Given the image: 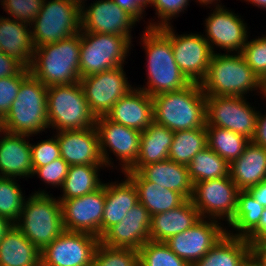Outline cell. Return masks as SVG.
I'll return each mask as SVG.
<instances>
[{
    "label": "cell",
    "instance_id": "4dcf8cb0",
    "mask_svg": "<svg viewBox=\"0 0 266 266\" xmlns=\"http://www.w3.org/2000/svg\"><path fill=\"white\" fill-rule=\"evenodd\" d=\"M135 185L140 202L151 216L180 206L186 199L178 192L145 180L137 171H125Z\"/></svg>",
    "mask_w": 266,
    "mask_h": 266
},
{
    "label": "cell",
    "instance_id": "83f0119b",
    "mask_svg": "<svg viewBox=\"0 0 266 266\" xmlns=\"http://www.w3.org/2000/svg\"><path fill=\"white\" fill-rule=\"evenodd\" d=\"M137 172L145 180L176 191L185 199H191L193 183L186 165L167 159L142 166Z\"/></svg>",
    "mask_w": 266,
    "mask_h": 266
},
{
    "label": "cell",
    "instance_id": "3957f363",
    "mask_svg": "<svg viewBox=\"0 0 266 266\" xmlns=\"http://www.w3.org/2000/svg\"><path fill=\"white\" fill-rule=\"evenodd\" d=\"M233 54H212L207 74L200 82L204 94L244 97L249 91L259 89L264 96L265 84L247 65L241 53Z\"/></svg>",
    "mask_w": 266,
    "mask_h": 266
},
{
    "label": "cell",
    "instance_id": "5bb4252c",
    "mask_svg": "<svg viewBox=\"0 0 266 266\" xmlns=\"http://www.w3.org/2000/svg\"><path fill=\"white\" fill-rule=\"evenodd\" d=\"M124 66H118L79 80L91 112L105 116L114 104L133 89L124 73Z\"/></svg>",
    "mask_w": 266,
    "mask_h": 266
},
{
    "label": "cell",
    "instance_id": "603a6c76",
    "mask_svg": "<svg viewBox=\"0 0 266 266\" xmlns=\"http://www.w3.org/2000/svg\"><path fill=\"white\" fill-rule=\"evenodd\" d=\"M2 133L4 136H0V177H30L33 165L30 143L26 141L29 136L4 130Z\"/></svg>",
    "mask_w": 266,
    "mask_h": 266
},
{
    "label": "cell",
    "instance_id": "5b68a950",
    "mask_svg": "<svg viewBox=\"0 0 266 266\" xmlns=\"http://www.w3.org/2000/svg\"><path fill=\"white\" fill-rule=\"evenodd\" d=\"M47 91L40 80L29 73L22 81L16 99L2 118L3 130L32 136L49 128Z\"/></svg>",
    "mask_w": 266,
    "mask_h": 266
},
{
    "label": "cell",
    "instance_id": "9a60e30c",
    "mask_svg": "<svg viewBox=\"0 0 266 266\" xmlns=\"http://www.w3.org/2000/svg\"><path fill=\"white\" fill-rule=\"evenodd\" d=\"M100 154L104 165L112 166L107 148L121 160L122 172L127 171L137 160L140 148L141 132L109 120L106 116L96 118L95 125Z\"/></svg>",
    "mask_w": 266,
    "mask_h": 266
},
{
    "label": "cell",
    "instance_id": "11a10c76",
    "mask_svg": "<svg viewBox=\"0 0 266 266\" xmlns=\"http://www.w3.org/2000/svg\"><path fill=\"white\" fill-rule=\"evenodd\" d=\"M246 1L250 2V4L258 6L259 8L266 9V0H246Z\"/></svg>",
    "mask_w": 266,
    "mask_h": 266
},
{
    "label": "cell",
    "instance_id": "d4e9b609",
    "mask_svg": "<svg viewBox=\"0 0 266 266\" xmlns=\"http://www.w3.org/2000/svg\"><path fill=\"white\" fill-rule=\"evenodd\" d=\"M201 219L197 208L190 199H186L180 206L166 212L152 216L150 227V240L165 242Z\"/></svg>",
    "mask_w": 266,
    "mask_h": 266
},
{
    "label": "cell",
    "instance_id": "ba28073f",
    "mask_svg": "<svg viewBox=\"0 0 266 266\" xmlns=\"http://www.w3.org/2000/svg\"><path fill=\"white\" fill-rule=\"evenodd\" d=\"M31 27L35 48L67 39L81 31V7L72 0H44Z\"/></svg>",
    "mask_w": 266,
    "mask_h": 266
},
{
    "label": "cell",
    "instance_id": "7dc6e473",
    "mask_svg": "<svg viewBox=\"0 0 266 266\" xmlns=\"http://www.w3.org/2000/svg\"><path fill=\"white\" fill-rule=\"evenodd\" d=\"M151 1L152 0H114L120 8L131 14L138 22L142 19L146 6H149V4L151 6Z\"/></svg>",
    "mask_w": 266,
    "mask_h": 266
},
{
    "label": "cell",
    "instance_id": "9c48e42d",
    "mask_svg": "<svg viewBox=\"0 0 266 266\" xmlns=\"http://www.w3.org/2000/svg\"><path fill=\"white\" fill-rule=\"evenodd\" d=\"M131 40L123 35L81 32L80 77L124 66Z\"/></svg>",
    "mask_w": 266,
    "mask_h": 266
},
{
    "label": "cell",
    "instance_id": "91938a15",
    "mask_svg": "<svg viewBox=\"0 0 266 266\" xmlns=\"http://www.w3.org/2000/svg\"><path fill=\"white\" fill-rule=\"evenodd\" d=\"M3 131V123H2V117H0V135L2 134Z\"/></svg>",
    "mask_w": 266,
    "mask_h": 266
},
{
    "label": "cell",
    "instance_id": "8992f818",
    "mask_svg": "<svg viewBox=\"0 0 266 266\" xmlns=\"http://www.w3.org/2000/svg\"><path fill=\"white\" fill-rule=\"evenodd\" d=\"M27 199L14 225L42 250L65 230L61 203L44 190Z\"/></svg>",
    "mask_w": 266,
    "mask_h": 266
},
{
    "label": "cell",
    "instance_id": "bcb514c9",
    "mask_svg": "<svg viewBox=\"0 0 266 266\" xmlns=\"http://www.w3.org/2000/svg\"><path fill=\"white\" fill-rule=\"evenodd\" d=\"M69 167V164L60 157L45 166L35 168L32 176L37 174L45 183L62 187Z\"/></svg>",
    "mask_w": 266,
    "mask_h": 266
},
{
    "label": "cell",
    "instance_id": "ee69618b",
    "mask_svg": "<svg viewBox=\"0 0 266 266\" xmlns=\"http://www.w3.org/2000/svg\"><path fill=\"white\" fill-rule=\"evenodd\" d=\"M189 0H152L151 5L155 7L159 23H150L147 28H161L169 26L173 17H176L180 12L186 10L189 6Z\"/></svg>",
    "mask_w": 266,
    "mask_h": 266
},
{
    "label": "cell",
    "instance_id": "7a4b0ae2",
    "mask_svg": "<svg viewBox=\"0 0 266 266\" xmlns=\"http://www.w3.org/2000/svg\"><path fill=\"white\" fill-rule=\"evenodd\" d=\"M147 54V87L139 88L153 97L184 89L192 82L180 71L170 39L159 28H146L142 35Z\"/></svg>",
    "mask_w": 266,
    "mask_h": 266
},
{
    "label": "cell",
    "instance_id": "b9f144b4",
    "mask_svg": "<svg viewBox=\"0 0 266 266\" xmlns=\"http://www.w3.org/2000/svg\"><path fill=\"white\" fill-rule=\"evenodd\" d=\"M44 0H1L4 11L10 14L14 20L31 24L38 16L43 6Z\"/></svg>",
    "mask_w": 266,
    "mask_h": 266
},
{
    "label": "cell",
    "instance_id": "484cf974",
    "mask_svg": "<svg viewBox=\"0 0 266 266\" xmlns=\"http://www.w3.org/2000/svg\"><path fill=\"white\" fill-rule=\"evenodd\" d=\"M29 24L0 17V50L30 68L35 47Z\"/></svg>",
    "mask_w": 266,
    "mask_h": 266
},
{
    "label": "cell",
    "instance_id": "c3c4849f",
    "mask_svg": "<svg viewBox=\"0 0 266 266\" xmlns=\"http://www.w3.org/2000/svg\"><path fill=\"white\" fill-rule=\"evenodd\" d=\"M24 66L15 58L0 51V78L18 74Z\"/></svg>",
    "mask_w": 266,
    "mask_h": 266
},
{
    "label": "cell",
    "instance_id": "4fadbf2b",
    "mask_svg": "<svg viewBox=\"0 0 266 266\" xmlns=\"http://www.w3.org/2000/svg\"><path fill=\"white\" fill-rule=\"evenodd\" d=\"M172 25L159 28L171 42L175 62L191 81L200 83L206 76L213 54L204 35L175 34Z\"/></svg>",
    "mask_w": 266,
    "mask_h": 266
},
{
    "label": "cell",
    "instance_id": "52a82bcc",
    "mask_svg": "<svg viewBox=\"0 0 266 266\" xmlns=\"http://www.w3.org/2000/svg\"><path fill=\"white\" fill-rule=\"evenodd\" d=\"M47 111L49 128L58 131L94 128L96 125L97 117L91 112L79 82L49 86Z\"/></svg>",
    "mask_w": 266,
    "mask_h": 266
},
{
    "label": "cell",
    "instance_id": "277c9868",
    "mask_svg": "<svg viewBox=\"0 0 266 266\" xmlns=\"http://www.w3.org/2000/svg\"><path fill=\"white\" fill-rule=\"evenodd\" d=\"M81 31L67 39L36 47L30 73L46 87L77 83Z\"/></svg>",
    "mask_w": 266,
    "mask_h": 266
},
{
    "label": "cell",
    "instance_id": "6da1fadb",
    "mask_svg": "<svg viewBox=\"0 0 266 266\" xmlns=\"http://www.w3.org/2000/svg\"><path fill=\"white\" fill-rule=\"evenodd\" d=\"M152 98L154 121L173 132L206 126V95L200 83Z\"/></svg>",
    "mask_w": 266,
    "mask_h": 266
},
{
    "label": "cell",
    "instance_id": "db71d44e",
    "mask_svg": "<svg viewBox=\"0 0 266 266\" xmlns=\"http://www.w3.org/2000/svg\"><path fill=\"white\" fill-rule=\"evenodd\" d=\"M13 223L0 216V242L3 240L6 232L12 227Z\"/></svg>",
    "mask_w": 266,
    "mask_h": 266
},
{
    "label": "cell",
    "instance_id": "f1b7e54d",
    "mask_svg": "<svg viewBox=\"0 0 266 266\" xmlns=\"http://www.w3.org/2000/svg\"><path fill=\"white\" fill-rule=\"evenodd\" d=\"M121 183H105V205L102 216V236L119 223L138 203V192L132 180L125 175Z\"/></svg>",
    "mask_w": 266,
    "mask_h": 266
},
{
    "label": "cell",
    "instance_id": "6f0895ef",
    "mask_svg": "<svg viewBox=\"0 0 266 266\" xmlns=\"http://www.w3.org/2000/svg\"><path fill=\"white\" fill-rule=\"evenodd\" d=\"M260 222H266V207L263 210V213L261 215Z\"/></svg>",
    "mask_w": 266,
    "mask_h": 266
},
{
    "label": "cell",
    "instance_id": "4316f807",
    "mask_svg": "<svg viewBox=\"0 0 266 266\" xmlns=\"http://www.w3.org/2000/svg\"><path fill=\"white\" fill-rule=\"evenodd\" d=\"M252 262L251 244L226 232L217 243L192 266H249Z\"/></svg>",
    "mask_w": 266,
    "mask_h": 266
},
{
    "label": "cell",
    "instance_id": "8d00e7d4",
    "mask_svg": "<svg viewBox=\"0 0 266 266\" xmlns=\"http://www.w3.org/2000/svg\"><path fill=\"white\" fill-rule=\"evenodd\" d=\"M263 210L264 207L248 191H239L235 216L228 223L239 233L227 232L235 237L246 238L259 225Z\"/></svg>",
    "mask_w": 266,
    "mask_h": 266
},
{
    "label": "cell",
    "instance_id": "2e32d148",
    "mask_svg": "<svg viewBox=\"0 0 266 266\" xmlns=\"http://www.w3.org/2000/svg\"><path fill=\"white\" fill-rule=\"evenodd\" d=\"M66 231L102 237V216L105 205V184L96 191L69 200H59Z\"/></svg>",
    "mask_w": 266,
    "mask_h": 266
},
{
    "label": "cell",
    "instance_id": "816d5d0a",
    "mask_svg": "<svg viewBox=\"0 0 266 266\" xmlns=\"http://www.w3.org/2000/svg\"><path fill=\"white\" fill-rule=\"evenodd\" d=\"M251 196L264 208L266 207V180L247 190Z\"/></svg>",
    "mask_w": 266,
    "mask_h": 266
},
{
    "label": "cell",
    "instance_id": "e575fe53",
    "mask_svg": "<svg viewBox=\"0 0 266 266\" xmlns=\"http://www.w3.org/2000/svg\"><path fill=\"white\" fill-rule=\"evenodd\" d=\"M207 146L229 164L239 158L250 142L247 137L228 129L206 126Z\"/></svg>",
    "mask_w": 266,
    "mask_h": 266
},
{
    "label": "cell",
    "instance_id": "44dd1931",
    "mask_svg": "<svg viewBox=\"0 0 266 266\" xmlns=\"http://www.w3.org/2000/svg\"><path fill=\"white\" fill-rule=\"evenodd\" d=\"M60 156L71 165H104L96 127L58 131Z\"/></svg>",
    "mask_w": 266,
    "mask_h": 266
},
{
    "label": "cell",
    "instance_id": "e0dca14e",
    "mask_svg": "<svg viewBox=\"0 0 266 266\" xmlns=\"http://www.w3.org/2000/svg\"><path fill=\"white\" fill-rule=\"evenodd\" d=\"M201 218L191 228L170 237L165 243L189 265L200 260L227 232L217 220Z\"/></svg>",
    "mask_w": 266,
    "mask_h": 266
},
{
    "label": "cell",
    "instance_id": "d590c367",
    "mask_svg": "<svg viewBox=\"0 0 266 266\" xmlns=\"http://www.w3.org/2000/svg\"><path fill=\"white\" fill-rule=\"evenodd\" d=\"M192 183L229 176L230 164L208 146L187 165Z\"/></svg>",
    "mask_w": 266,
    "mask_h": 266
},
{
    "label": "cell",
    "instance_id": "d6a6232c",
    "mask_svg": "<svg viewBox=\"0 0 266 266\" xmlns=\"http://www.w3.org/2000/svg\"><path fill=\"white\" fill-rule=\"evenodd\" d=\"M102 166L105 167V165H71L61 187L63 195L58 200L81 197L98 190L103 185L98 178V170Z\"/></svg>",
    "mask_w": 266,
    "mask_h": 266
},
{
    "label": "cell",
    "instance_id": "f907efd6",
    "mask_svg": "<svg viewBox=\"0 0 266 266\" xmlns=\"http://www.w3.org/2000/svg\"><path fill=\"white\" fill-rule=\"evenodd\" d=\"M261 114L262 113L258 112L256 120V132L252 141L257 145L266 148V114Z\"/></svg>",
    "mask_w": 266,
    "mask_h": 266
},
{
    "label": "cell",
    "instance_id": "ab89813d",
    "mask_svg": "<svg viewBox=\"0 0 266 266\" xmlns=\"http://www.w3.org/2000/svg\"><path fill=\"white\" fill-rule=\"evenodd\" d=\"M91 266H139L138 250L108 247L99 242Z\"/></svg>",
    "mask_w": 266,
    "mask_h": 266
},
{
    "label": "cell",
    "instance_id": "74e56055",
    "mask_svg": "<svg viewBox=\"0 0 266 266\" xmlns=\"http://www.w3.org/2000/svg\"><path fill=\"white\" fill-rule=\"evenodd\" d=\"M15 181V178L0 177V216L13 224L21 215L27 200L23 197L21 188Z\"/></svg>",
    "mask_w": 266,
    "mask_h": 266
},
{
    "label": "cell",
    "instance_id": "30bf717a",
    "mask_svg": "<svg viewBox=\"0 0 266 266\" xmlns=\"http://www.w3.org/2000/svg\"><path fill=\"white\" fill-rule=\"evenodd\" d=\"M253 109L245 97L206 96V126L228 129L251 141L260 112Z\"/></svg>",
    "mask_w": 266,
    "mask_h": 266
},
{
    "label": "cell",
    "instance_id": "681fc988",
    "mask_svg": "<svg viewBox=\"0 0 266 266\" xmlns=\"http://www.w3.org/2000/svg\"><path fill=\"white\" fill-rule=\"evenodd\" d=\"M252 250H266V222L259 225L246 237Z\"/></svg>",
    "mask_w": 266,
    "mask_h": 266
},
{
    "label": "cell",
    "instance_id": "680465c9",
    "mask_svg": "<svg viewBox=\"0 0 266 266\" xmlns=\"http://www.w3.org/2000/svg\"><path fill=\"white\" fill-rule=\"evenodd\" d=\"M72 1H74L75 3H77L80 7H82L84 4V2L86 1H84V0H72Z\"/></svg>",
    "mask_w": 266,
    "mask_h": 266
},
{
    "label": "cell",
    "instance_id": "60d3db41",
    "mask_svg": "<svg viewBox=\"0 0 266 266\" xmlns=\"http://www.w3.org/2000/svg\"><path fill=\"white\" fill-rule=\"evenodd\" d=\"M247 65L253 70L258 78L266 83V36L258 37L247 43L241 51Z\"/></svg>",
    "mask_w": 266,
    "mask_h": 266
},
{
    "label": "cell",
    "instance_id": "ffe728a7",
    "mask_svg": "<svg viewBox=\"0 0 266 266\" xmlns=\"http://www.w3.org/2000/svg\"><path fill=\"white\" fill-rule=\"evenodd\" d=\"M151 219L149 211L138 202L100 238V242L108 247L139 250L150 240Z\"/></svg>",
    "mask_w": 266,
    "mask_h": 266
},
{
    "label": "cell",
    "instance_id": "f6af8a7d",
    "mask_svg": "<svg viewBox=\"0 0 266 266\" xmlns=\"http://www.w3.org/2000/svg\"><path fill=\"white\" fill-rule=\"evenodd\" d=\"M32 154L33 170L37 167L45 166L60 158V146L56 136L47 140H42L36 145L30 144Z\"/></svg>",
    "mask_w": 266,
    "mask_h": 266
},
{
    "label": "cell",
    "instance_id": "cb8c5ba5",
    "mask_svg": "<svg viewBox=\"0 0 266 266\" xmlns=\"http://www.w3.org/2000/svg\"><path fill=\"white\" fill-rule=\"evenodd\" d=\"M229 176L240 191L266 180V148L251 140L243 154L230 163Z\"/></svg>",
    "mask_w": 266,
    "mask_h": 266
},
{
    "label": "cell",
    "instance_id": "7bdbcfd3",
    "mask_svg": "<svg viewBox=\"0 0 266 266\" xmlns=\"http://www.w3.org/2000/svg\"><path fill=\"white\" fill-rule=\"evenodd\" d=\"M30 73L28 68H23L18 74L0 78V117L9 111L19 92L21 81Z\"/></svg>",
    "mask_w": 266,
    "mask_h": 266
},
{
    "label": "cell",
    "instance_id": "f35d334b",
    "mask_svg": "<svg viewBox=\"0 0 266 266\" xmlns=\"http://www.w3.org/2000/svg\"><path fill=\"white\" fill-rule=\"evenodd\" d=\"M139 266H191L165 242L148 240L139 250Z\"/></svg>",
    "mask_w": 266,
    "mask_h": 266
},
{
    "label": "cell",
    "instance_id": "d6986e66",
    "mask_svg": "<svg viewBox=\"0 0 266 266\" xmlns=\"http://www.w3.org/2000/svg\"><path fill=\"white\" fill-rule=\"evenodd\" d=\"M205 21L207 35L204 38L213 53H215L213 49L215 45L227 53L234 51L241 53L248 40L247 26L241 16L217 4L213 13Z\"/></svg>",
    "mask_w": 266,
    "mask_h": 266
},
{
    "label": "cell",
    "instance_id": "ac0fdd59",
    "mask_svg": "<svg viewBox=\"0 0 266 266\" xmlns=\"http://www.w3.org/2000/svg\"><path fill=\"white\" fill-rule=\"evenodd\" d=\"M81 7V32L127 36L132 41L131 28L137 20L120 8L114 0H96Z\"/></svg>",
    "mask_w": 266,
    "mask_h": 266
},
{
    "label": "cell",
    "instance_id": "8fae6325",
    "mask_svg": "<svg viewBox=\"0 0 266 266\" xmlns=\"http://www.w3.org/2000/svg\"><path fill=\"white\" fill-rule=\"evenodd\" d=\"M239 191L230 176L208 179L193 184L190 200L201 218H226L229 223L237 210Z\"/></svg>",
    "mask_w": 266,
    "mask_h": 266
},
{
    "label": "cell",
    "instance_id": "94428289",
    "mask_svg": "<svg viewBox=\"0 0 266 266\" xmlns=\"http://www.w3.org/2000/svg\"><path fill=\"white\" fill-rule=\"evenodd\" d=\"M266 97V83L264 85V98Z\"/></svg>",
    "mask_w": 266,
    "mask_h": 266
},
{
    "label": "cell",
    "instance_id": "f5cc1de1",
    "mask_svg": "<svg viewBox=\"0 0 266 266\" xmlns=\"http://www.w3.org/2000/svg\"><path fill=\"white\" fill-rule=\"evenodd\" d=\"M252 263L255 266H266V250H252Z\"/></svg>",
    "mask_w": 266,
    "mask_h": 266
},
{
    "label": "cell",
    "instance_id": "f546056e",
    "mask_svg": "<svg viewBox=\"0 0 266 266\" xmlns=\"http://www.w3.org/2000/svg\"><path fill=\"white\" fill-rule=\"evenodd\" d=\"M174 132L153 121L141 132L139 154L127 171H138L142 166L169 159Z\"/></svg>",
    "mask_w": 266,
    "mask_h": 266
},
{
    "label": "cell",
    "instance_id": "1f68e13d",
    "mask_svg": "<svg viewBox=\"0 0 266 266\" xmlns=\"http://www.w3.org/2000/svg\"><path fill=\"white\" fill-rule=\"evenodd\" d=\"M40 251L13 224L0 242V266H41Z\"/></svg>",
    "mask_w": 266,
    "mask_h": 266
},
{
    "label": "cell",
    "instance_id": "9f6ffc18",
    "mask_svg": "<svg viewBox=\"0 0 266 266\" xmlns=\"http://www.w3.org/2000/svg\"><path fill=\"white\" fill-rule=\"evenodd\" d=\"M217 1V2H216ZM218 1H220V0H197V2H199L201 5H208V4H212L213 2L215 3L216 2V4L218 3Z\"/></svg>",
    "mask_w": 266,
    "mask_h": 266
},
{
    "label": "cell",
    "instance_id": "836d02e7",
    "mask_svg": "<svg viewBox=\"0 0 266 266\" xmlns=\"http://www.w3.org/2000/svg\"><path fill=\"white\" fill-rule=\"evenodd\" d=\"M207 146L206 126L174 132L169 150V159L188 165L193 157Z\"/></svg>",
    "mask_w": 266,
    "mask_h": 266
},
{
    "label": "cell",
    "instance_id": "7402d4cb",
    "mask_svg": "<svg viewBox=\"0 0 266 266\" xmlns=\"http://www.w3.org/2000/svg\"><path fill=\"white\" fill-rule=\"evenodd\" d=\"M105 116L115 123L142 132L154 121L153 98L139 87L133 88Z\"/></svg>",
    "mask_w": 266,
    "mask_h": 266
},
{
    "label": "cell",
    "instance_id": "7c38bea8",
    "mask_svg": "<svg viewBox=\"0 0 266 266\" xmlns=\"http://www.w3.org/2000/svg\"><path fill=\"white\" fill-rule=\"evenodd\" d=\"M100 238L64 230L40 252L41 266H91Z\"/></svg>",
    "mask_w": 266,
    "mask_h": 266
}]
</instances>
